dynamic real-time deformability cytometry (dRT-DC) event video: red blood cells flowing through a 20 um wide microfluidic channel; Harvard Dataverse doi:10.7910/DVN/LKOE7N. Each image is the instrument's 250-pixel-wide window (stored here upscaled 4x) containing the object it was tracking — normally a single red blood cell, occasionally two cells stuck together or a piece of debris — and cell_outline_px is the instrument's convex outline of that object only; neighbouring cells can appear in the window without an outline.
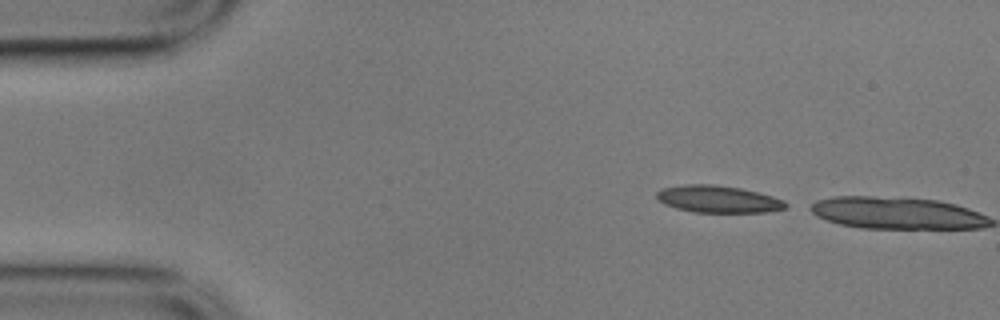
{"species": "common noctule bat (a hibernating species)", "species_latin": "Nyctalus noctula", "temperature_condition": "cold", "stored_images_in_passage": 2, "camera_frame_rate_fps": 3000, "um_per_image_px": 0.085, "animal": {"sex": "male", "body_mass_g": 17.9}, "frame": {"image": 1, "passage_image": 1, "time_ms": 0.0, "image_size_px": [1000, 320], "cell_outline_px": [[788, 208], [768, 212], [692, 212], [676, 208], [664, 204], [656, 196], [656, 192], [660, 188], [684, 184], [712, 184], [740, 188], [772, 196], [784, 200], [788, 204]], "centroid_in_image_um": [61.04, 16.92], "position_along_channel_um": 24.0, "area_um2": 20.46}}